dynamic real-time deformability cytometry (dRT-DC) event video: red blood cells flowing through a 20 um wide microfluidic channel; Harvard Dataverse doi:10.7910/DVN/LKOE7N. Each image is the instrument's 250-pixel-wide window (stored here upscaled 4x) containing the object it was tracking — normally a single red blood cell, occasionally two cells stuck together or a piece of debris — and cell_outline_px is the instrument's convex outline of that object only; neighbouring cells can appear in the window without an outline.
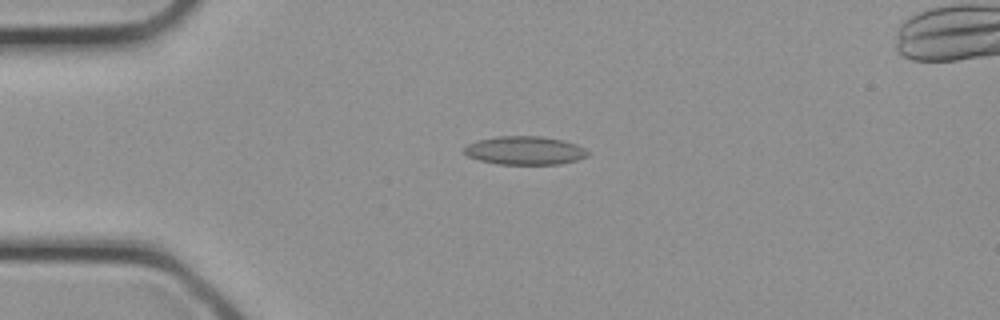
{"species": "common noctule bat (a hibernating species)", "species_latin": "Nyctalus noctula", "temperature_condition": "cold", "stored_images_in_passage": 7, "camera_frame_rate_fps": 3000, "um_per_image_px": 0.085, "animal": {"sex": "female", "body_mass_g": 21.9}, "frame": {"image": 1, "passage_image": 3, "time_ms": 0.667, "image_size_px": [1000, 320], "cell_outline_px": [[588, 156], [576, 160], [560, 164], [496, 164], [480, 160], [468, 156], [464, 152], [464, 148], [468, 144], [476, 140], [496, 136], [540, 136], [564, 140], [576, 144], [584, 148], [588, 152]], "centroid_in_image_um": [44.6, 12.78], "position_along_channel_um": 40.4, "area_um2": 20.52}}
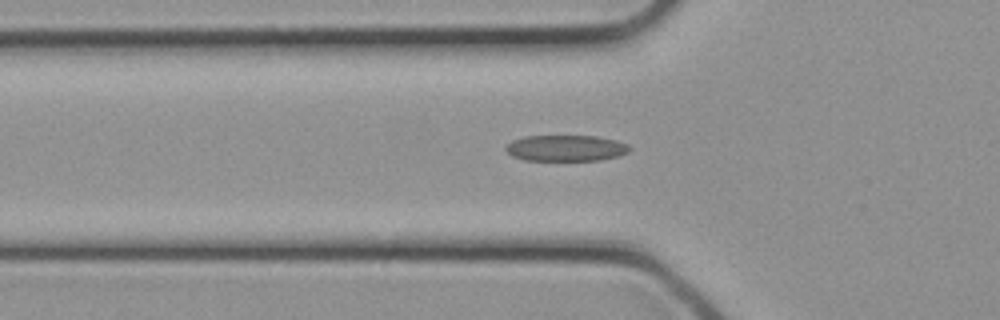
{"frame": {"image": 2, "passage_image": 6, "time_ms": 1.667, "image_size_px": [1000, 320], "cell_outline_px": [[632, 148], [628, 152], [620, 156], [600, 160], [524, 160], [512, 156], [504, 148], [512, 140], [524, 136], [596, 136], [616, 140], [628, 144]], "centroid_in_image_um": [48.12, 12.59], "position_along_channel_um": 77.7, "area_um2": 18.9}}